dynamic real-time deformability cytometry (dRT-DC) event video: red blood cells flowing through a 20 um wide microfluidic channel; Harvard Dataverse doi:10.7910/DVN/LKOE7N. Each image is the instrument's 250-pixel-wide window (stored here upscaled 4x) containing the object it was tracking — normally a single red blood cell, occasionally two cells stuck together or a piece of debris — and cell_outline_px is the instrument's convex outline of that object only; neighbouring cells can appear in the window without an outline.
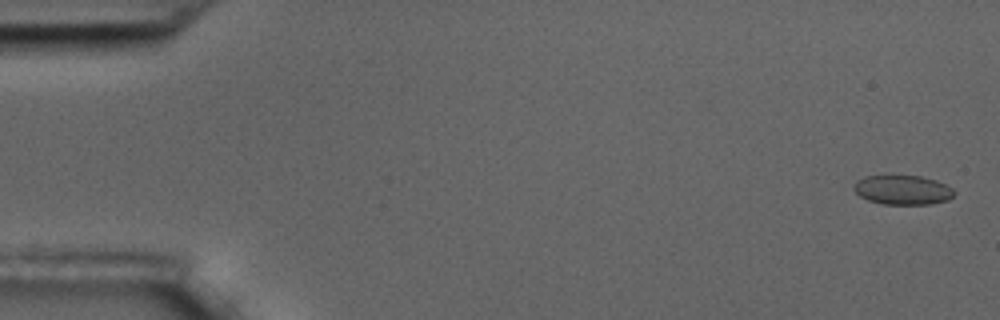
{"species": "common noctule bat (a hibernating species)", "species_latin": "Nyctalus noctula", "temperature_condition": "room temperature", "stored_images_in_passage": 5, "camera_frame_rate_fps": 3000, "um_per_image_px": 0.085, "animal": {"sex": "male", "body_mass_g": 17.5, "forearm_length_mm": 52.3}, "frame": {"image": 1, "passage_image": 1, "time_ms": 0.0, "image_size_px": [1000, 320], "cell_outline_px": [[956, 192], [948, 200], [932, 204], [880, 204], [868, 200], [860, 196], [852, 188], [856, 180], [864, 176], [892, 172], [920, 176], [936, 180], [952, 188]], "centroid_in_image_um": [76.67, 16.09], "position_along_channel_um": 8.3, "area_um2": 18.03}}
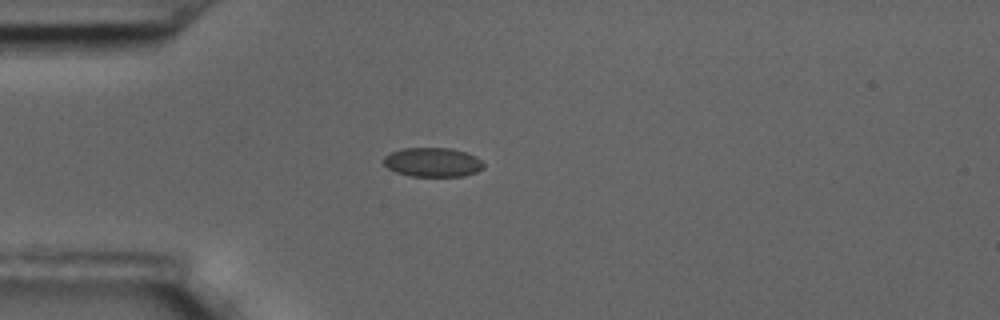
{"frame": {"image": 2, "passage_image": 5, "time_ms": 1.333, "image_size_px": [1000, 320], "cell_outline_px": [[484, 168], [476, 172], [464, 176], [412, 176], [396, 172], [388, 168], [380, 160], [384, 156], [392, 152], [404, 148], [452, 148], [476, 156], [484, 164]], "centroid_in_image_um": [36.76, 13.79], "position_along_channel_um": 48.2, "area_um2": 17.05}}